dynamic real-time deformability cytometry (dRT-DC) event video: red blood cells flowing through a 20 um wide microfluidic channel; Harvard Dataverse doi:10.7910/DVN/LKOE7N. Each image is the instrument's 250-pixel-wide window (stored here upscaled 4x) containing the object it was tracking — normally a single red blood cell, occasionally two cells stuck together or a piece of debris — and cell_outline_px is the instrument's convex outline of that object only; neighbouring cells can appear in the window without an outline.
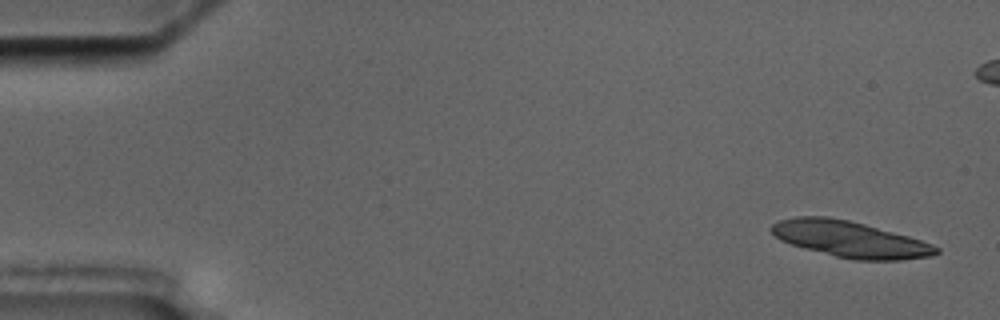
{"species": "common noctule bat (a hibernating species)", "species_latin": "Nyctalus noctula", "temperature_condition": "cold", "stored_images_in_passage": 16, "segment_of_instrument_passage": [1, 2], "camera_frame_rate_fps": 3000, "um_per_image_px": 0.085, "animal": {"sex": "male", "body_mass_g": 17.5, "forearm_length_mm": 52.3}, "frame": {"image": 1, "passage_image": 1, "time_ms": 0.0, "image_size_px": [1000, 320], "cell_outline_px": [[940, 252], [932, 256], [900, 260], [852, 260], [804, 248], [780, 240], [768, 228], [772, 224], [780, 220], [796, 216], [828, 216], [848, 220], [864, 224], [908, 236], [932, 244], [940, 248]], "centroid_in_image_um": [72.25, 20.33], "position_along_channel_um": 12.8, "area_um2": 34.56}}